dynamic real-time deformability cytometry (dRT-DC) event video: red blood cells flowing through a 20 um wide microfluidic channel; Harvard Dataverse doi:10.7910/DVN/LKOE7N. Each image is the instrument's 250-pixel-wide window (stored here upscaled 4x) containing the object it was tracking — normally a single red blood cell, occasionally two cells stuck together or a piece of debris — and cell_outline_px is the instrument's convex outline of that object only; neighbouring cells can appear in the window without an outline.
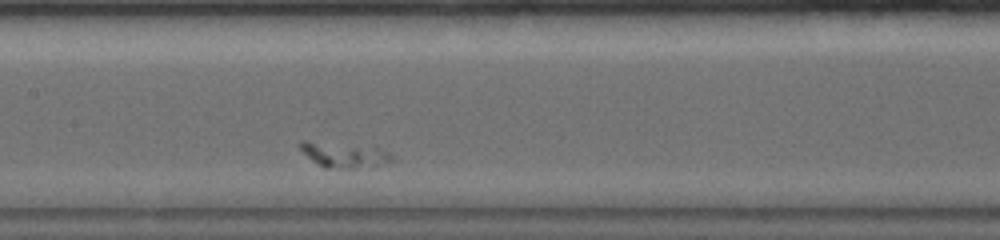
{"species": "common noctule bat (a hibernating species)", "species_latin": "Nyctalus noctula", "temperature_condition": "warm", "stored_images_in_passage": 10, "camera_frame_rate_fps": 5000, "um_per_image_px": 0.085, "animal": {"sex": "female", "body_mass_g": 19.0, "forearm_length_mm": 56.7}, "frame": {"image": 1, "passage_image": 5, "time_ms": 3.8, "image_size_px": [1000, 240], "cell_outline_px": [[396, 160], [352, 168], [324, 168], [312, 160], [296, 144], [300, 140], [308, 140], [380, 148], [388, 152]], "centroid_in_image_um": [29.17, 13.13], "position_along_channel_um": 178.2, "area_um2": 13.12}}
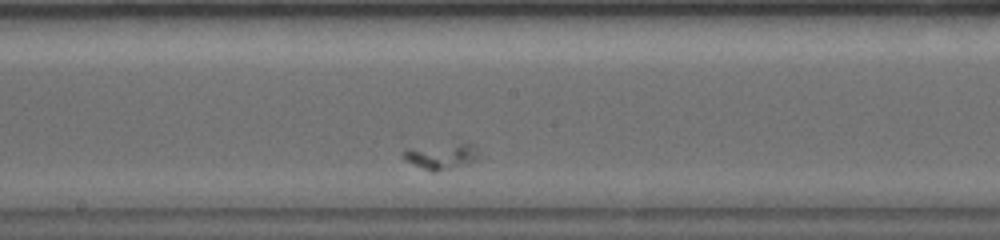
{"frame": {"image": 2, "passage_image": 6, "time_ms": 4.8, "image_size_px": [1000, 240], "cell_outline_px": [[484, 156], [468, 164], [436, 172], [432, 172], [404, 160], [400, 156], [400, 152], [408, 148], [460, 144], [476, 144]], "centroid_in_image_um": [37.57, 13.29], "position_along_channel_um": 210.6, "area_um2": 11.62}}